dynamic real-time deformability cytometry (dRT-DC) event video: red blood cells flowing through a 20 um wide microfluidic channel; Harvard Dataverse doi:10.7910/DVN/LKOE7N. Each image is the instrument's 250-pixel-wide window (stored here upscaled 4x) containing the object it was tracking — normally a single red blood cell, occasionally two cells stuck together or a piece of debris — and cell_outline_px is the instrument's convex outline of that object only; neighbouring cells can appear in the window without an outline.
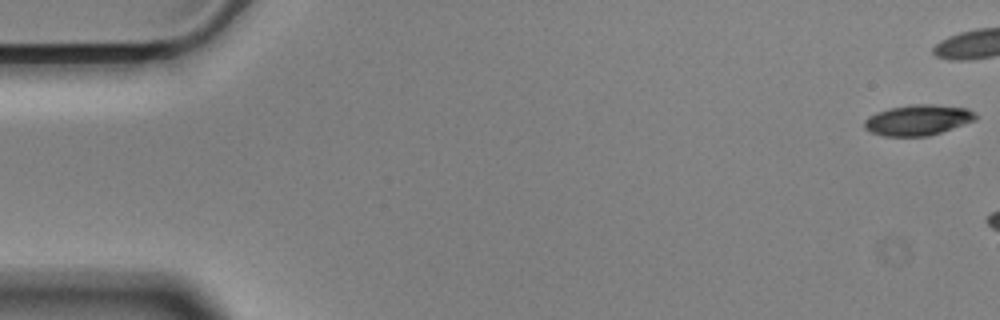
{"species": "Egyptian fruit bat (a non-hibernating species)", "species_latin": "Rousettus aegyptiacus", "temperature_condition": "cold", "stored_images_in_passage": 7, "camera_frame_rate_fps": 3000, "um_per_image_px": 0.085, "animal": {"sex": "male"}, "frame": {"image": 1, "passage_image": 1, "time_ms": 0.0, "image_size_px": [1000, 320], "cell_outline_px": [[976, 120], [928, 136], [884, 136], [872, 132], [864, 128], [864, 120], [868, 116], [876, 112], [888, 108], [908, 104], [936, 104], [968, 108], [976, 116]], "centroid_in_image_um": [77.99, 10.18], "position_along_channel_um": 7.0, "area_um2": 19.88}}